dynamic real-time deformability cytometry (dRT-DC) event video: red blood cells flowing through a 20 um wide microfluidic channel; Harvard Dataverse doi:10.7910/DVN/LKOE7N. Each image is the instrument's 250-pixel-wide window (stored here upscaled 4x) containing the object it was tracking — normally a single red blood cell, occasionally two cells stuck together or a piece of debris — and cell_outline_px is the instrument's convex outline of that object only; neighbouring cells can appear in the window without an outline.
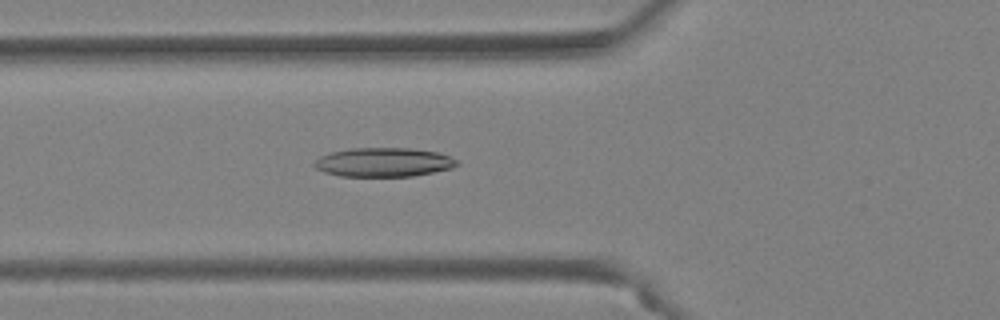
{"species": "Egyptian fruit bat (a non-hibernating species)", "species_latin": "Rousettus aegyptiacus", "temperature_condition": "warm", "stored_images_in_passage": 47, "camera_frame_rate_fps": 3000, "um_per_image_px": 0.085, "animal": {"sex": "female"}, "frame": {"image": 1, "passage_image": 19, "time_ms": 6.0, "image_size_px": [1000, 320], "cell_outline_px": [[460, 164], [452, 168], [412, 176], [340, 176], [324, 172], [316, 168], [312, 164], [320, 156], [332, 152], [348, 148], [408, 148], [440, 152], [456, 160]], "centroid_in_image_um": [32.6, 13.78], "position_along_channel_um": 93.2, "area_um2": 24.1}}
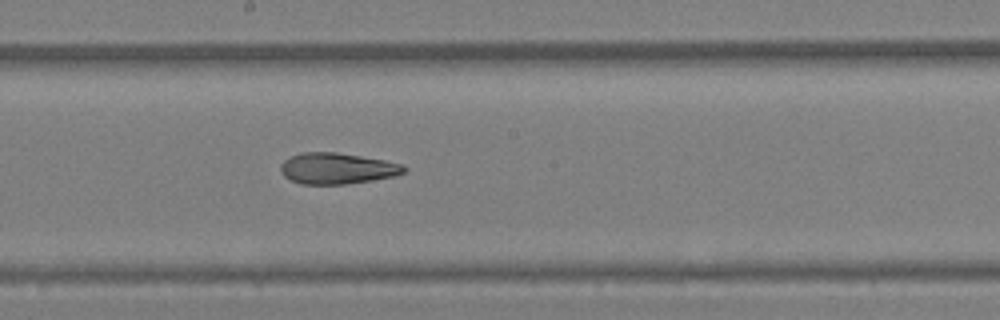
{"frame": {"image": 2, "passage_image": 28, "time_ms": 9.0, "image_size_px": [1000, 320], "cell_outline_px": [[408, 168], [404, 172], [396, 176], [372, 180], [344, 184], [300, 184], [284, 176], [280, 172], [280, 164], [284, 160], [292, 156], [304, 152], [336, 152], [384, 160], [400, 164]], "centroid_in_image_um": [28.64, 14.32], "position_along_channel_um": 219.6, "area_um2": 22.25}}
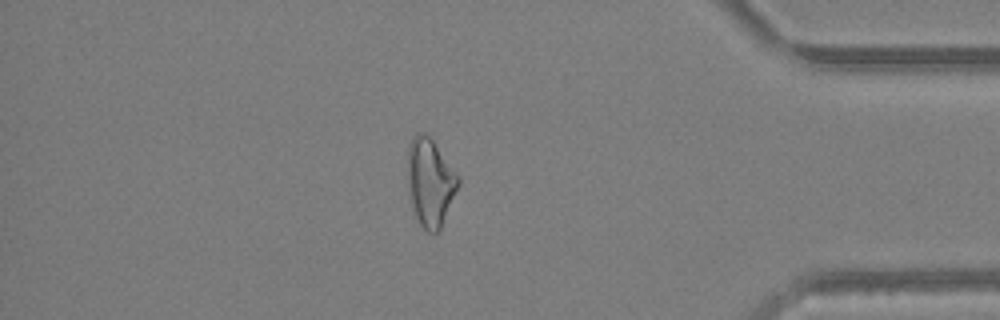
{"frame": {"image": 3, "passage_image": 43, "time_ms": 14.0, "image_size_px": [1000, 320], "cell_outline_px": [[460, 184], [440, 228], [436, 232], [428, 232], [420, 224], [408, 200], [408, 148], [412, 136], [416, 132], [424, 132], [432, 140], [460, 176]], "centroid_in_image_um": [36.55, 15.48], "position_along_channel_um": 398.6, "area_um2": 25.95}}